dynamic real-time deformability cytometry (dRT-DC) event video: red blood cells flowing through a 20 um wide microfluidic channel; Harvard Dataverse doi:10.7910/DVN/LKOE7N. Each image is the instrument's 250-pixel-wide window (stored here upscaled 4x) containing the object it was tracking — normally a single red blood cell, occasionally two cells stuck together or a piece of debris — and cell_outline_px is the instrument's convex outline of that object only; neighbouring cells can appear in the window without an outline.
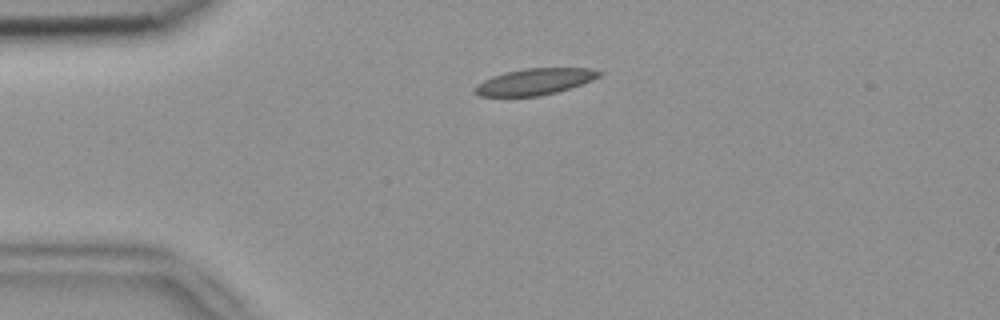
{"species": "common noctule bat (a hibernating species)", "species_latin": "Nyctalus noctula", "temperature_condition": "room temperature", "stored_images_in_passage": 2, "camera_frame_rate_fps": 3000, "um_per_image_px": 0.085, "animal": {"sex": "female", "body_mass_g": 18.4}, "frame": {"image": 1, "passage_image": 1, "time_ms": 0.0, "image_size_px": [1000, 320], "cell_outline_px": [[604, 72], [600, 76], [592, 80], [556, 92], [540, 96], [480, 96], [472, 92], [484, 80], [492, 76], [504, 72], [524, 68], [592, 68]], "centroid_in_image_um": [45.47, 6.93], "position_along_channel_um": 39.5, "area_um2": 18.96}}